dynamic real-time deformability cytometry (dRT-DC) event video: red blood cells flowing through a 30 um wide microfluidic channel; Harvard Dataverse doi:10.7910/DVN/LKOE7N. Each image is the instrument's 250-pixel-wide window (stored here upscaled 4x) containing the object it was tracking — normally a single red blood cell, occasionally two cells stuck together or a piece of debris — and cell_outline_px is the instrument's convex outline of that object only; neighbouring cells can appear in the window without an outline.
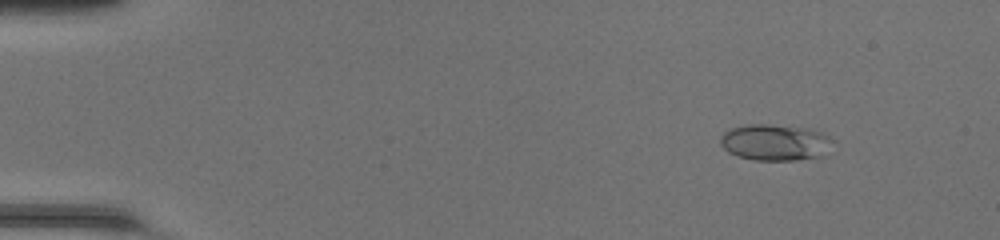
{"species": "common noctule bat (a hibernating species)", "species_latin": "Nyctalus noctula", "temperature_condition": "room temperature", "stored_images_in_passage": 49, "camera_frame_rate_fps": 3000, "um_per_image_px": 0.085, "animal": {"sex": "female", "body_mass_g": 20.0, "forearm_length_mm": 54.0}, "frame": {"image": 1, "passage_image": 6, "time_ms": 1.667, "image_size_px": [1000, 240], "cell_outline_px": [[836, 140], [824, 156], [796, 160], [752, 160], [736, 156], [728, 152], [720, 144], [720, 136], [724, 132], [732, 128], [748, 124], [764, 124], [800, 128], [820, 132]], "centroid_in_image_um": [65.88, 12.12], "position_along_channel_um": 19.1, "area_um2": 23.81}}
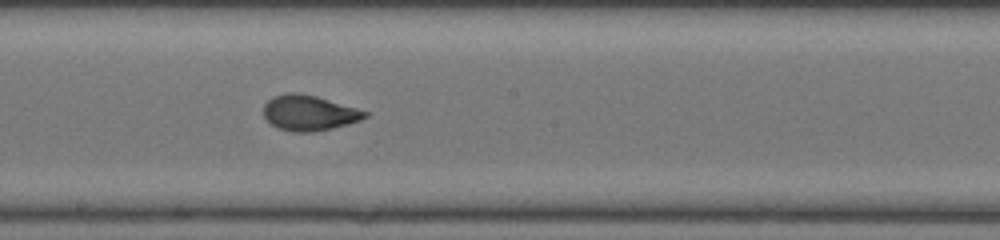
{"frame": {"image": 2, "passage_image": 28, "time_ms": 9.0, "image_size_px": [1000, 240], "cell_outline_px": [[368, 116], [360, 120], [348, 124], [332, 128], [312, 132], [292, 132], [280, 128], [272, 124], [264, 116], [264, 104], [272, 96], [288, 92], [296, 92], [316, 96], [356, 108], [368, 112]], "centroid_in_image_um": [26.26, 9.59], "position_along_channel_um": 221.9, "area_um2": 20.75}}
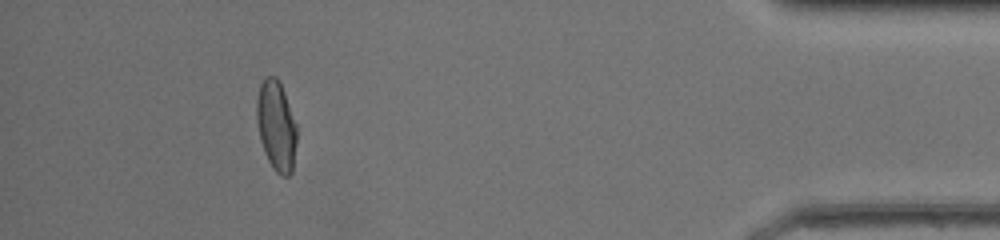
{"frame": {"image": 3, "passage_image": 45, "time_ms": 14.667, "image_size_px": [1000, 240], "cell_outline_px": [[296, 144], [292, 172], [288, 176], [280, 176], [272, 168], [264, 152], [260, 140], [256, 120], [256, 100], [260, 84], [264, 76], [276, 76], [284, 92], [296, 124]], "centroid_in_image_um": [23.46, 10.7], "position_along_channel_um": 411.7, "area_um2": 21.15}, "authors_computed_cell_mechanics": {"area_um2": 20.9236, "velocity_mm_per_s": 4.3039, "shape_relaxation_time_tau1_ms": 4.0089, "shape_relaxation_time_tau2_ms": 0.7371, "deformation_change_tau1": 0.1938, "deformation_change_tau2": 0.0573}}